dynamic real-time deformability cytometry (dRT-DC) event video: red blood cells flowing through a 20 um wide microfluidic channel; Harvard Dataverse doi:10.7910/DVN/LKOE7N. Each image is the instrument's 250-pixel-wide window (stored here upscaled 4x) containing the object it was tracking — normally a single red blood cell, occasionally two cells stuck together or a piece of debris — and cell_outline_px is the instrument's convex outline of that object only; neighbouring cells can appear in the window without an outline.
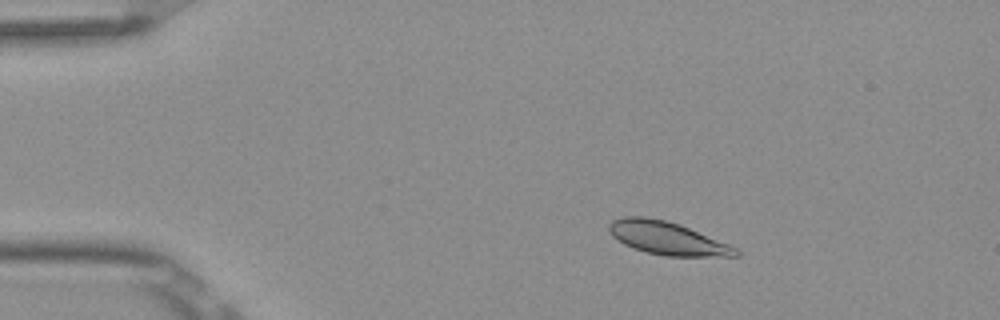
{"species": "Egyptian fruit bat (a non-hibernating species)", "species_latin": "Rousettus aegyptiacus", "temperature_condition": "room temperature", "stored_images_in_passage": 5, "camera_frame_rate_fps": 3000, "um_per_image_px": 0.085, "frame": {"image": 1, "passage_image": 3, "time_ms": 0.667, "image_size_px": [1000, 320], "cell_outline_px": [[740, 256], [664, 256], [648, 252], [624, 244], [612, 236], [608, 228], [608, 224], [612, 220], [624, 216], [644, 216], [668, 220], [680, 224], [728, 244], [736, 248], [740, 252]], "centroid_in_image_um": [56.7, 20.23], "position_along_channel_um": 28.3, "area_um2": 24.28}}